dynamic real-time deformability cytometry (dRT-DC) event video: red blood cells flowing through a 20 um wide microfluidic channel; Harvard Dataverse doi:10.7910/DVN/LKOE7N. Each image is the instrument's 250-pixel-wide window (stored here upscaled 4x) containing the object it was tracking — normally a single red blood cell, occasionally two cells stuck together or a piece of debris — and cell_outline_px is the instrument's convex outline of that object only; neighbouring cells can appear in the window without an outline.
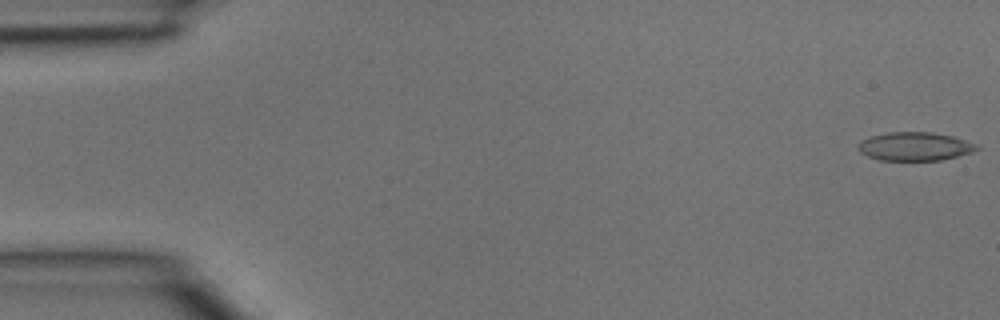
{"species": "common noctule bat (a hibernating species)", "species_latin": "Nyctalus noctula", "temperature_condition": "room temperature", "stored_images_in_passage": 4, "camera_frame_rate_fps": 3000, "um_per_image_px": 0.085, "animal": {"sex": "male", "body_mass_g": 15.6}, "frame": {"image": 1, "passage_image": 1, "time_ms": 0.0, "image_size_px": [1000, 320], "cell_outline_px": [[980, 148], [972, 152], [940, 160], [880, 160], [868, 156], [860, 152], [856, 148], [860, 140], [872, 136], [888, 132], [932, 132], [952, 136], [976, 144]], "centroid_in_image_um": [77.72, 12.44], "position_along_channel_um": 7.3, "area_um2": 19.59}}
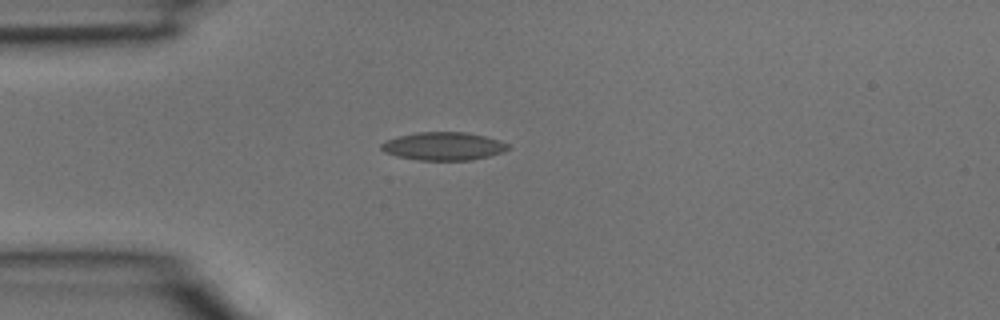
{"frame": {"image": 2, "passage_image": 4, "time_ms": 1.0, "image_size_px": [1000, 320], "cell_outline_px": [[512, 148], [504, 152], [472, 160], [420, 160], [396, 156], [384, 152], [380, 148], [380, 144], [384, 140], [416, 132], [464, 132], [484, 136], [508, 144]], "centroid_in_image_um": [37.67, 12.43], "position_along_channel_um": 47.3, "area_um2": 20.75}}